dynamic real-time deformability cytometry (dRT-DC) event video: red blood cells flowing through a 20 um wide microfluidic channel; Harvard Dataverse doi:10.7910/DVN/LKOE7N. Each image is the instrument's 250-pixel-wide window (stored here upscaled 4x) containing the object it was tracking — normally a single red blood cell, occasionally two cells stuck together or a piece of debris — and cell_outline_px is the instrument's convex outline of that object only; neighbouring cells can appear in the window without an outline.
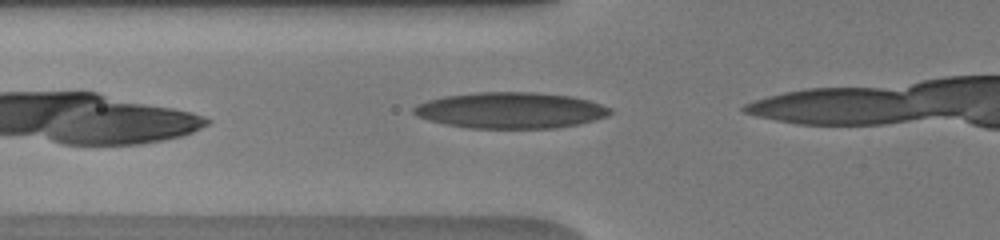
{"species": "human", "species_latin": "Homo sapiens", "temperature_condition": "warm", "stored_images_in_passage": 7, "camera_frame_rate_fps": 3000, "um_per_image_px": 0.085, "donor": {"sex": "male"}, "frame": {"image": 1, "passage_image": 2, "time_ms": 0.333, "image_size_px": [1000, 240], "cell_outline_px": [[612, 112], [608, 116], [580, 124], [556, 128], [468, 128], [444, 124], [428, 120], [416, 116], [412, 112], [412, 108], [416, 104], [428, 100], [444, 96], [476, 92], [536, 92], [572, 96], [588, 100], [612, 108]], "centroid_in_image_um": [43.39, 9.38], "position_along_channel_um": 82.4, "area_um2": 41.62}}
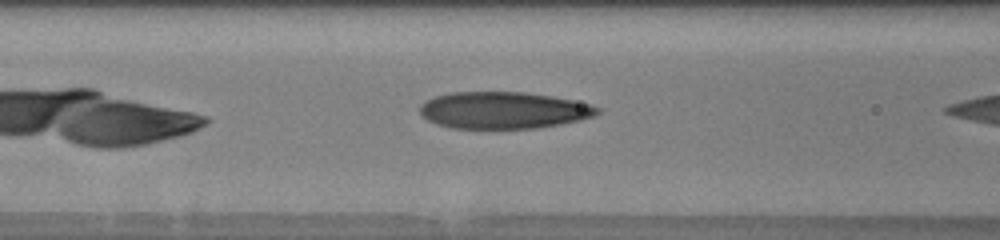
{"frame": {"image": 2, "passage_image": 5, "time_ms": 1.333, "image_size_px": [1000, 240], "cell_outline_px": [[600, 112], [592, 116], [580, 120], [560, 124], [536, 128], [452, 128], [436, 124], [420, 116], [420, 104], [424, 100], [448, 92], [524, 92], [552, 96], [592, 104], [600, 108]], "centroid_in_image_um": [42.76, 9.36], "position_along_channel_um": 123.8, "area_um2": 38.26}}